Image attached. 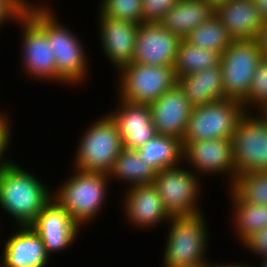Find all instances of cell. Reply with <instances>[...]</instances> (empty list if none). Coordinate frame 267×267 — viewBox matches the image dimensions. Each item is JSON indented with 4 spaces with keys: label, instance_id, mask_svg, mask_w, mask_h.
I'll use <instances>...</instances> for the list:
<instances>
[{
    "label": "cell",
    "instance_id": "cell-13",
    "mask_svg": "<svg viewBox=\"0 0 267 267\" xmlns=\"http://www.w3.org/2000/svg\"><path fill=\"white\" fill-rule=\"evenodd\" d=\"M120 203L125 223L136 229H156L162 223H169L171 216L164 208L157 187L152 183L134 186L123 191Z\"/></svg>",
    "mask_w": 267,
    "mask_h": 267
},
{
    "label": "cell",
    "instance_id": "cell-26",
    "mask_svg": "<svg viewBox=\"0 0 267 267\" xmlns=\"http://www.w3.org/2000/svg\"><path fill=\"white\" fill-rule=\"evenodd\" d=\"M221 61V54L207 49H200L189 44L184 39L179 43L177 57L174 65L176 78L206 68L218 66Z\"/></svg>",
    "mask_w": 267,
    "mask_h": 267
},
{
    "label": "cell",
    "instance_id": "cell-25",
    "mask_svg": "<svg viewBox=\"0 0 267 267\" xmlns=\"http://www.w3.org/2000/svg\"><path fill=\"white\" fill-rule=\"evenodd\" d=\"M136 151L156 172L183 163L182 140L174 136L157 134Z\"/></svg>",
    "mask_w": 267,
    "mask_h": 267
},
{
    "label": "cell",
    "instance_id": "cell-33",
    "mask_svg": "<svg viewBox=\"0 0 267 267\" xmlns=\"http://www.w3.org/2000/svg\"><path fill=\"white\" fill-rule=\"evenodd\" d=\"M179 0H142L143 23H159Z\"/></svg>",
    "mask_w": 267,
    "mask_h": 267
},
{
    "label": "cell",
    "instance_id": "cell-29",
    "mask_svg": "<svg viewBox=\"0 0 267 267\" xmlns=\"http://www.w3.org/2000/svg\"><path fill=\"white\" fill-rule=\"evenodd\" d=\"M98 15L131 22L143 23L142 0H99Z\"/></svg>",
    "mask_w": 267,
    "mask_h": 267
},
{
    "label": "cell",
    "instance_id": "cell-10",
    "mask_svg": "<svg viewBox=\"0 0 267 267\" xmlns=\"http://www.w3.org/2000/svg\"><path fill=\"white\" fill-rule=\"evenodd\" d=\"M263 59L257 39L234 40L221 54L222 81L225 98L244 105L252 77Z\"/></svg>",
    "mask_w": 267,
    "mask_h": 267
},
{
    "label": "cell",
    "instance_id": "cell-17",
    "mask_svg": "<svg viewBox=\"0 0 267 267\" xmlns=\"http://www.w3.org/2000/svg\"><path fill=\"white\" fill-rule=\"evenodd\" d=\"M109 115L116 122L123 148L137 150L157 135L149 105L130 103L116 96Z\"/></svg>",
    "mask_w": 267,
    "mask_h": 267
},
{
    "label": "cell",
    "instance_id": "cell-36",
    "mask_svg": "<svg viewBox=\"0 0 267 267\" xmlns=\"http://www.w3.org/2000/svg\"><path fill=\"white\" fill-rule=\"evenodd\" d=\"M263 22L267 21V0H253Z\"/></svg>",
    "mask_w": 267,
    "mask_h": 267
},
{
    "label": "cell",
    "instance_id": "cell-40",
    "mask_svg": "<svg viewBox=\"0 0 267 267\" xmlns=\"http://www.w3.org/2000/svg\"><path fill=\"white\" fill-rule=\"evenodd\" d=\"M260 267H267V257L261 258L260 264H258ZM258 266V267H259Z\"/></svg>",
    "mask_w": 267,
    "mask_h": 267
},
{
    "label": "cell",
    "instance_id": "cell-21",
    "mask_svg": "<svg viewBox=\"0 0 267 267\" xmlns=\"http://www.w3.org/2000/svg\"><path fill=\"white\" fill-rule=\"evenodd\" d=\"M177 83L193 107L226 99L220 64L179 77Z\"/></svg>",
    "mask_w": 267,
    "mask_h": 267
},
{
    "label": "cell",
    "instance_id": "cell-20",
    "mask_svg": "<svg viewBox=\"0 0 267 267\" xmlns=\"http://www.w3.org/2000/svg\"><path fill=\"white\" fill-rule=\"evenodd\" d=\"M215 14L233 40L257 39L264 23L253 0H229Z\"/></svg>",
    "mask_w": 267,
    "mask_h": 267
},
{
    "label": "cell",
    "instance_id": "cell-30",
    "mask_svg": "<svg viewBox=\"0 0 267 267\" xmlns=\"http://www.w3.org/2000/svg\"><path fill=\"white\" fill-rule=\"evenodd\" d=\"M245 112L267 113V59L263 58L250 83ZM255 109V110H254Z\"/></svg>",
    "mask_w": 267,
    "mask_h": 267
},
{
    "label": "cell",
    "instance_id": "cell-9",
    "mask_svg": "<svg viewBox=\"0 0 267 267\" xmlns=\"http://www.w3.org/2000/svg\"><path fill=\"white\" fill-rule=\"evenodd\" d=\"M242 102L224 99L193 107L182 142L207 139H232L240 118L245 114Z\"/></svg>",
    "mask_w": 267,
    "mask_h": 267
},
{
    "label": "cell",
    "instance_id": "cell-2",
    "mask_svg": "<svg viewBox=\"0 0 267 267\" xmlns=\"http://www.w3.org/2000/svg\"><path fill=\"white\" fill-rule=\"evenodd\" d=\"M35 175L16 161L0 169V209L14 226H30L53 199L51 184Z\"/></svg>",
    "mask_w": 267,
    "mask_h": 267
},
{
    "label": "cell",
    "instance_id": "cell-32",
    "mask_svg": "<svg viewBox=\"0 0 267 267\" xmlns=\"http://www.w3.org/2000/svg\"><path fill=\"white\" fill-rule=\"evenodd\" d=\"M0 110V169L13 163L15 160L9 158L10 144H12L13 136V120L10 117L9 112ZM11 119V120H10ZM12 124V125H11ZM9 151V152H8ZM7 156V157H5Z\"/></svg>",
    "mask_w": 267,
    "mask_h": 267
},
{
    "label": "cell",
    "instance_id": "cell-31",
    "mask_svg": "<svg viewBox=\"0 0 267 267\" xmlns=\"http://www.w3.org/2000/svg\"><path fill=\"white\" fill-rule=\"evenodd\" d=\"M49 4V5H48ZM31 6H51L47 0L40 1L39 4L30 0H0V31L8 23L16 24L25 14L27 7Z\"/></svg>",
    "mask_w": 267,
    "mask_h": 267
},
{
    "label": "cell",
    "instance_id": "cell-38",
    "mask_svg": "<svg viewBox=\"0 0 267 267\" xmlns=\"http://www.w3.org/2000/svg\"><path fill=\"white\" fill-rule=\"evenodd\" d=\"M214 10H216L219 6L227 3L229 0H205Z\"/></svg>",
    "mask_w": 267,
    "mask_h": 267
},
{
    "label": "cell",
    "instance_id": "cell-39",
    "mask_svg": "<svg viewBox=\"0 0 267 267\" xmlns=\"http://www.w3.org/2000/svg\"><path fill=\"white\" fill-rule=\"evenodd\" d=\"M188 267H214V262L212 259L208 262H205L203 264L197 265V266H188Z\"/></svg>",
    "mask_w": 267,
    "mask_h": 267
},
{
    "label": "cell",
    "instance_id": "cell-28",
    "mask_svg": "<svg viewBox=\"0 0 267 267\" xmlns=\"http://www.w3.org/2000/svg\"><path fill=\"white\" fill-rule=\"evenodd\" d=\"M229 188L243 202L267 205L266 171L240 174Z\"/></svg>",
    "mask_w": 267,
    "mask_h": 267
},
{
    "label": "cell",
    "instance_id": "cell-12",
    "mask_svg": "<svg viewBox=\"0 0 267 267\" xmlns=\"http://www.w3.org/2000/svg\"><path fill=\"white\" fill-rule=\"evenodd\" d=\"M183 164L201 179L207 176L225 177L229 188L235 180L236 171L231 139H207L182 142ZM228 180V181H227ZM228 182V183H227Z\"/></svg>",
    "mask_w": 267,
    "mask_h": 267
},
{
    "label": "cell",
    "instance_id": "cell-14",
    "mask_svg": "<svg viewBox=\"0 0 267 267\" xmlns=\"http://www.w3.org/2000/svg\"><path fill=\"white\" fill-rule=\"evenodd\" d=\"M30 227L41 237L46 252L52 258L53 254L59 255L72 248L81 231L54 199L43 208Z\"/></svg>",
    "mask_w": 267,
    "mask_h": 267
},
{
    "label": "cell",
    "instance_id": "cell-24",
    "mask_svg": "<svg viewBox=\"0 0 267 267\" xmlns=\"http://www.w3.org/2000/svg\"><path fill=\"white\" fill-rule=\"evenodd\" d=\"M156 173L143 158H140L136 150L123 148L108 175L111 184L120 181L125 186L123 190H126L134 186L152 184Z\"/></svg>",
    "mask_w": 267,
    "mask_h": 267
},
{
    "label": "cell",
    "instance_id": "cell-7",
    "mask_svg": "<svg viewBox=\"0 0 267 267\" xmlns=\"http://www.w3.org/2000/svg\"><path fill=\"white\" fill-rule=\"evenodd\" d=\"M182 163L156 173L157 187L165 210L170 216H186L203 212V179Z\"/></svg>",
    "mask_w": 267,
    "mask_h": 267
},
{
    "label": "cell",
    "instance_id": "cell-5",
    "mask_svg": "<svg viewBox=\"0 0 267 267\" xmlns=\"http://www.w3.org/2000/svg\"><path fill=\"white\" fill-rule=\"evenodd\" d=\"M88 126L76 143L77 150L71 161L73 168L108 174L123 149L116 122L108 113H103Z\"/></svg>",
    "mask_w": 267,
    "mask_h": 267
},
{
    "label": "cell",
    "instance_id": "cell-19",
    "mask_svg": "<svg viewBox=\"0 0 267 267\" xmlns=\"http://www.w3.org/2000/svg\"><path fill=\"white\" fill-rule=\"evenodd\" d=\"M149 106L157 134L183 140L193 106L180 85L176 83Z\"/></svg>",
    "mask_w": 267,
    "mask_h": 267
},
{
    "label": "cell",
    "instance_id": "cell-22",
    "mask_svg": "<svg viewBox=\"0 0 267 267\" xmlns=\"http://www.w3.org/2000/svg\"><path fill=\"white\" fill-rule=\"evenodd\" d=\"M215 10L205 0H179L159 22L184 39L193 29L209 20Z\"/></svg>",
    "mask_w": 267,
    "mask_h": 267
},
{
    "label": "cell",
    "instance_id": "cell-6",
    "mask_svg": "<svg viewBox=\"0 0 267 267\" xmlns=\"http://www.w3.org/2000/svg\"><path fill=\"white\" fill-rule=\"evenodd\" d=\"M116 95L127 102L150 105L170 90L177 78L174 66L130 63L116 74ZM117 84V85H116Z\"/></svg>",
    "mask_w": 267,
    "mask_h": 267
},
{
    "label": "cell",
    "instance_id": "cell-34",
    "mask_svg": "<svg viewBox=\"0 0 267 267\" xmlns=\"http://www.w3.org/2000/svg\"><path fill=\"white\" fill-rule=\"evenodd\" d=\"M241 245L254 256L267 257V227L250 235Z\"/></svg>",
    "mask_w": 267,
    "mask_h": 267
},
{
    "label": "cell",
    "instance_id": "cell-4",
    "mask_svg": "<svg viewBox=\"0 0 267 267\" xmlns=\"http://www.w3.org/2000/svg\"><path fill=\"white\" fill-rule=\"evenodd\" d=\"M207 223L205 211L171 216L164 240L162 267H188L208 262L211 232Z\"/></svg>",
    "mask_w": 267,
    "mask_h": 267
},
{
    "label": "cell",
    "instance_id": "cell-18",
    "mask_svg": "<svg viewBox=\"0 0 267 267\" xmlns=\"http://www.w3.org/2000/svg\"><path fill=\"white\" fill-rule=\"evenodd\" d=\"M0 253V267H47L51 257L41 237L30 226H15Z\"/></svg>",
    "mask_w": 267,
    "mask_h": 267
},
{
    "label": "cell",
    "instance_id": "cell-15",
    "mask_svg": "<svg viewBox=\"0 0 267 267\" xmlns=\"http://www.w3.org/2000/svg\"><path fill=\"white\" fill-rule=\"evenodd\" d=\"M181 40L160 23H142L138 27L132 62L174 66Z\"/></svg>",
    "mask_w": 267,
    "mask_h": 267
},
{
    "label": "cell",
    "instance_id": "cell-8",
    "mask_svg": "<svg viewBox=\"0 0 267 267\" xmlns=\"http://www.w3.org/2000/svg\"><path fill=\"white\" fill-rule=\"evenodd\" d=\"M231 141L236 176L267 172V113L246 112Z\"/></svg>",
    "mask_w": 267,
    "mask_h": 267
},
{
    "label": "cell",
    "instance_id": "cell-27",
    "mask_svg": "<svg viewBox=\"0 0 267 267\" xmlns=\"http://www.w3.org/2000/svg\"><path fill=\"white\" fill-rule=\"evenodd\" d=\"M184 40L200 49L212 50L220 54L234 41L216 14L193 29Z\"/></svg>",
    "mask_w": 267,
    "mask_h": 267
},
{
    "label": "cell",
    "instance_id": "cell-1",
    "mask_svg": "<svg viewBox=\"0 0 267 267\" xmlns=\"http://www.w3.org/2000/svg\"><path fill=\"white\" fill-rule=\"evenodd\" d=\"M52 7L31 6L25 13L46 33L56 62V85L83 86L91 76L89 53L82 38L61 22Z\"/></svg>",
    "mask_w": 267,
    "mask_h": 267
},
{
    "label": "cell",
    "instance_id": "cell-23",
    "mask_svg": "<svg viewBox=\"0 0 267 267\" xmlns=\"http://www.w3.org/2000/svg\"><path fill=\"white\" fill-rule=\"evenodd\" d=\"M227 195L232 210L231 228L241 246L250 235L267 227V205L243 202L230 188Z\"/></svg>",
    "mask_w": 267,
    "mask_h": 267
},
{
    "label": "cell",
    "instance_id": "cell-3",
    "mask_svg": "<svg viewBox=\"0 0 267 267\" xmlns=\"http://www.w3.org/2000/svg\"><path fill=\"white\" fill-rule=\"evenodd\" d=\"M71 168L69 176L53 189V199L82 230L102 215L112 185L107 173Z\"/></svg>",
    "mask_w": 267,
    "mask_h": 267
},
{
    "label": "cell",
    "instance_id": "cell-16",
    "mask_svg": "<svg viewBox=\"0 0 267 267\" xmlns=\"http://www.w3.org/2000/svg\"><path fill=\"white\" fill-rule=\"evenodd\" d=\"M98 40L102 54L117 73L122 67L132 63L138 24L114 20L104 15L97 16Z\"/></svg>",
    "mask_w": 267,
    "mask_h": 267
},
{
    "label": "cell",
    "instance_id": "cell-37",
    "mask_svg": "<svg viewBox=\"0 0 267 267\" xmlns=\"http://www.w3.org/2000/svg\"><path fill=\"white\" fill-rule=\"evenodd\" d=\"M238 262H231V263L226 262L227 264L225 262H223L222 264H218V262H215L214 267H254L253 265L251 266V264H249V265H248V263L246 264V262H245V264L242 263V261H241V263H240V261H238Z\"/></svg>",
    "mask_w": 267,
    "mask_h": 267
},
{
    "label": "cell",
    "instance_id": "cell-11",
    "mask_svg": "<svg viewBox=\"0 0 267 267\" xmlns=\"http://www.w3.org/2000/svg\"><path fill=\"white\" fill-rule=\"evenodd\" d=\"M17 24L22 33L19 34L21 72L33 83L49 82L56 85V62L46 33L26 13Z\"/></svg>",
    "mask_w": 267,
    "mask_h": 267
},
{
    "label": "cell",
    "instance_id": "cell-35",
    "mask_svg": "<svg viewBox=\"0 0 267 267\" xmlns=\"http://www.w3.org/2000/svg\"><path fill=\"white\" fill-rule=\"evenodd\" d=\"M257 40L263 58L267 59V21L263 23V27L257 36Z\"/></svg>",
    "mask_w": 267,
    "mask_h": 267
}]
</instances>
